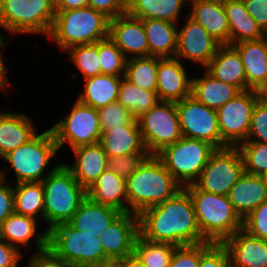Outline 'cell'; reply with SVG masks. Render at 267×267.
<instances>
[{"label": "cell", "instance_id": "cell-33", "mask_svg": "<svg viewBox=\"0 0 267 267\" xmlns=\"http://www.w3.org/2000/svg\"><path fill=\"white\" fill-rule=\"evenodd\" d=\"M188 0H128L127 13L135 18L178 22L183 4Z\"/></svg>", "mask_w": 267, "mask_h": 267}, {"label": "cell", "instance_id": "cell-46", "mask_svg": "<svg viewBox=\"0 0 267 267\" xmlns=\"http://www.w3.org/2000/svg\"><path fill=\"white\" fill-rule=\"evenodd\" d=\"M198 267H230V259L222 243H201V257Z\"/></svg>", "mask_w": 267, "mask_h": 267}, {"label": "cell", "instance_id": "cell-18", "mask_svg": "<svg viewBox=\"0 0 267 267\" xmlns=\"http://www.w3.org/2000/svg\"><path fill=\"white\" fill-rule=\"evenodd\" d=\"M222 244L228 252L230 267H267V240L241 228Z\"/></svg>", "mask_w": 267, "mask_h": 267}, {"label": "cell", "instance_id": "cell-30", "mask_svg": "<svg viewBox=\"0 0 267 267\" xmlns=\"http://www.w3.org/2000/svg\"><path fill=\"white\" fill-rule=\"evenodd\" d=\"M148 45L149 56L174 58L177 50V25L164 20H142Z\"/></svg>", "mask_w": 267, "mask_h": 267}, {"label": "cell", "instance_id": "cell-11", "mask_svg": "<svg viewBox=\"0 0 267 267\" xmlns=\"http://www.w3.org/2000/svg\"><path fill=\"white\" fill-rule=\"evenodd\" d=\"M264 93L249 89L239 92L216 110L221 134V148L246 141L256 102Z\"/></svg>", "mask_w": 267, "mask_h": 267}, {"label": "cell", "instance_id": "cell-43", "mask_svg": "<svg viewBox=\"0 0 267 267\" xmlns=\"http://www.w3.org/2000/svg\"><path fill=\"white\" fill-rule=\"evenodd\" d=\"M246 141L267 143V97L263 95L255 104Z\"/></svg>", "mask_w": 267, "mask_h": 267}, {"label": "cell", "instance_id": "cell-48", "mask_svg": "<svg viewBox=\"0 0 267 267\" xmlns=\"http://www.w3.org/2000/svg\"><path fill=\"white\" fill-rule=\"evenodd\" d=\"M201 257V243L177 246L172 254L169 267H198Z\"/></svg>", "mask_w": 267, "mask_h": 267}, {"label": "cell", "instance_id": "cell-47", "mask_svg": "<svg viewBox=\"0 0 267 267\" xmlns=\"http://www.w3.org/2000/svg\"><path fill=\"white\" fill-rule=\"evenodd\" d=\"M243 229L252 236L267 240V199L243 220Z\"/></svg>", "mask_w": 267, "mask_h": 267}, {"label": "cell", "instance_id": "cell-13", "mask_svg": "<svg viewBox=\"0 0 267 267\" xmlns=\"http://www.w3.org/2000/svg\"><path fill=\"white\" fill-rule=\"evenodd\" d=\"M50 129L58 150L66 142L72 149L98 143L102 134L98 111L78 100L75 101L69 114L56 122Z\"/></svg>", "mask_w": 267, "mask_h": 267}, {"label": "cell", "instance_id": "cell-25", "mask_svg": "<svg viewBox=\"0 0 267 267\" xmlns=\"http://www.w3.org/2000/svg\"><path fill=\"white\" fill-rule=\"evenodd\" d=\"M205 69L215 79L236 86L240 91L246 90L244 65L232 45H221Z\"/></svg>", "mask_w": 267, "mask_h": 267}, {"label": "cell", "instance_id": "cell-37", "mask_svg": "<svg viewBox=\"0 0 267 267\" xmlns=\"http://www.w3.org/2000/svg\"><path fill=\"white\" fill-rule=\"evenodd\" d=\"M36 219L30 216L11 214L0 225V239L19 248L16 244L25 247L34 238L37 228Z\"/></svg>", "mask_w": 267, "mask_h": 267}, {"label": "cell", "instance_id": "cell-34", "mask_svg": "<svg viewBox=\"0 0 267 267\" xmlns=\"http://www.w3.org/2000/svg\"><path fill=\"white\" fill-rule=\"evenodd\" d=\"M14 213L43 219L44 189L42 182H22L13 186Z\"/></svg>", "mask_w": 267, "mask_h": 267}, {"label": "cell", "instance_id": "cell-49", "mask_svg": "<svg viewBox=\"0 0 267 267\" xmlns=\"http://www.w3.org/2000/svg\"><path fill=\"white\" fill-rule=\"evenodd\" d=\"M89 7L113 19L127 13L128 0H89Z\"/></svg>", "mask_w": 267, "mask_h": 267}, {"label": "cell", "instance_id": "cell-12", "mask_svg": "<svg viewBox=\"0 0 267 267\" xmlns=\"http://www.w3.org/2000/svg\"><path fill=\"white\" fill-rule=\"evenodd\" d=\"M243 173L244 163L237 146L217 148L193 184L203 191L227 196Z\"/></svg>", "mask_w": 267, "mask_h": 267}, {"label": "cell", "instance_id": "cell-53", "mask_svg": "<svg viewBox=\"0 0 267 267\" xmlns=\"http://www.w3.org/2000/svg\"><path fill=\"white\" fill-rule=\"evenodd\" d=\"M89 6V0H54L55 11L85 8Z\"/></svg>", "mask_w": 267, "mask_h": 267}, {"label": "cell", "instance_id": "cell-57", "mask_svg": "<svg viewBox=\"0 0 267 267\" xmlns=\"http://www.w3.org/2000/svg\"><path fill=\"white\" fill-rule=\"evenodd\" d=\"M263 179V182L267 185V171L260 175Z\"/></svg>", "mask_w": 267, "mask_h": 267}, {"label": "cell", "instance_id": "cell-9", "mask_svg": "<svg viewBox=\"0 0 267 267\" xmlns=\"http://www.w3.org/2000/svg\"><path fill=\"white\" fill-rule=\"evenodd\" d=\"M57 151L54 135L49 128L41 134H36L28 142L9 152L3 158L11 164L17 177V184L42 182L57 167H53L46 175H43Z\"/></svg>", "mask_w": 267, "mask_h": 267}, {"label": "cell", "instance_id": "cell-4", "mask_svg": "<svg viewBox=\"0 0 267 267\" xmlns=\"http://www.w3.org/2000/svg\"><path fill=\"white\" fill-rule=\"evenodd\" d=\"M55 12L48 37L63 51L109 37L110 19L89 6Z\"/></svg>", "mask_w": 267, "mask_h": 267}, {"label": "cell", "instance_id": "cell-40", "mask_svg": "<svg viewBox=\"0 0 267 267\" xmlns=\"http://www.w3.org/2000/svg\"><path fill=\"white\" fill-rule=\"evenodd\" d=\"M67 52L69 59L80 70L84 79L101 75L98 41L94 44L71 47Z\"/></svg>", "mask_w": 267, "mask_h": 267}, {"label": "cell", "instance_id": "cell-28", "mask_svg": "<svg viewBox=\"0 0 267 267\" xmlns=\"http://www.w3.org/2000/svg\"><path fill=\"white\" fill-rule=\"evenodd\" d=\"M31 119L23 113H0V157L22 146L36 135Z\"/></svg>", "mask_w": 267, "mask_h": 267}, {"label": "cell", "instance_id": "cell-5", "mask_svg": "<svg viewBox=\"0 0 267 267\" xmlns=\"http://www.w3.org/2000/svg\"><path fill=\"white\" fill-rule=\"evenodd\" d=\"M48 250L74 267H107L112 264L105 256L97 234L77 230L68 222L48 231Z\"/></svg>", "mask_w": 267, "mask_h": 267}, {"label": "cell", "instance_id": "cell-24", "mask_svg": "<svg viewBox=\"0 0 267 267\" xmlns=\"http://www.w3.org/2000/svg\"><path fill=\"white\" fill-rule=\"evenodd\" d=\"M121 213L116 208L94 202L87 196L68 223L77 230L97 234L100 238Z\"/></svg>", "mask_w": 267, "mask_h": 267}, {"label": "cell", "instance_id": "cell-39", "mask_svg": "<svg viewBox=\"0 0 267 267\" xmlns=\"http://www.w3.org/2000/svg\"><path fill=\"white\" fill-rule=\"evenodd\" d=\"M101 74L124 77L127 58L109 38L98 41Z\"/></svg>", "mask_w": 267, "mask_h": 267}, {"label": "cell", "instance_id": "cell-20", "mask_svg": "<svg viewBox=\"0 0 267 267\" xmlns=\"http://www.w3.org/2000/svg\"><path fill=\"white\" fill-rule=\"evenodd\" d=\"M232 46L244 65L246 90L267 92V36L259 40L241 41Z\"/></svg>", "mask_w": 267, "mask_h": 267}, {"label": "cell", "instance_id": "cell-32", "mask_svg": "<svg viewBox=\"0 0 267 267\" xmlns=\"http://www.w3.org/2000/svg\"><path fill=\"white\" fill-rule=\"evenodd\" d=\"M123 77L101 74L85 79L84 92L77 100L96 110L118 101V91Z\"/></svg>", "mask_w": 267, "mask_h": 267}, {"label": "cell", "instance_id": "cell-27", "mask_svg": "<svg viewBox=\"0 0 267 267\" xmlns=\"http://www.w3.org/2000/svg\"><path fill=\"white\" fill-rule=\"evenodd\" d=\"M87 196L94 202L111 206L128 213L126 179L106 169L87 189Z\"/></svg>", "mask_w": 267, "mask_h": 267}, {"label": "cell", "instance_id": "cell-26", "mask_svg": "<svg viewBox=\"0 0 267 267\" xmlns=\"http://www.w3.org/2000/svg\"><path fill=\"white\" fill-rule=\"evenodd\" d=\"M191 19L200 24L221 45H230V28L223 3L191 1Z\"/></svg>", "mask_w": 267, "mask_h": 267}, {"label": "cell", "instance_id": "cell-14", "mask_svg": "<svg viewBox=\"0 0 267 267\" xmlns=\"http://www.w3.org/2000/svg\"><path fill=\"white\" fill-rule=\"evenodd\" d=\"M182 135L204 140L221 148V134L215 109L207 107L193 96L176 102Z\"/></svg>", "mask_w": 267, "mask_h": 267}, {"label": "cell", "instance_id": "cell-35", "mask_svg": "<svg viewBox=\"0 0 267 267\" xmlns=\"http://www.w3.org/2000/svg\"><path fill=\"white\" fill-rule=\"evenodd\" d=\"M118 102L137 119L156 106L160 99L157 92L143 90L123 77L119 85Z\"/></svg>", "mask_w": 267, "mask_h": 267}, {"label": "cell", "instance_id": "cell-29", "mask_svg": "<svg viewBox=\"0 0 267 267\" xmlns=\"http://www.w3.org/2000/svg\"><path fill=\"white\" fill-rule=\"evenodd\" d=\"M223 5L230 28V45L267 36L248 13L243 0H226Z\"/></svg>", "mask_w": 267, "mask_h": 267}, {"label": "cell", "instance_id": "cell-41", "mask_svg": "<svg viewBox=\"0 0 267 267\" xmlns=\"http://www.w3.org/2000/svg\"><path fill=\"white\" fill-rule=\"evenodd\" d=\"M244 163V173L260 176L267 171V143L244 141L237 146Z\"/></svg>", "mask_w": 267, "mask_h": 267}, {"label": "cell", "instance_id": "cell-23", "mask_svg": "<svg viewBox=\"0 0 267 267\" xmlns=\"http://www.w3.org/2000/svg\"><path fill=\"white\" fill-rule=\"evenodd\" d=\"M99 143L108 158L133 153H148L136 118L130 124L103 131Z\"/></svg>", "mask_w": 267, "mask_h": 267}, {"label": "cell", "instance_id": "cell-56", "mask_svg": "<svg viewBox=\"0 0 267 267\" xmlns=\"http://www.w3.org/2000/svg\"><path fill=\"white\" fill-rule=\"evenodd\" d=\"M190 1H208L212 3H224L226 0H188L189 3Z\"/></svg>", "mask_w": 267, "mask_h": 267}, {"label": "cell", "instance_id": "cell-17", "mask_svg": "<svg viewBox=\"0 0 267 267\" xmlns=\"http://www.w3.org/2000/svg\"><path fill=\"white\" fill-rule=\"evenodd\" d=\"M109 38L127 59L130 54L133 55L130 58L149 56V45L143 22L128 13L110 19Z\"/></svg>", "mask_w": 267, "mask_h": 267}, {"label": "cell", "instance_id": "cell-22", "mask_svg": "<svg viewBox=\"0 0 267 267\" xmlns=\"http://www.w3.org/2000/svg\"><path fill=\"white\" fill-rule=\"evenodd\" d=\"M227 196L239 217L244 220L267 199V185L261 176L243 173Z\"/></svg>", "mask_w": 267, "mask_h": 267}, {"label": "cell", "instance_id": "cell-2", "mask_svg": "<svg viewBox=\"0 0 267 267\" xmlns=\"http://www.w3.org/2000/svg\"><path fill=\"white\" fill-rule=\"evenodd\" d=\"M128 212L139 215L147 208L175 196L183 186L156 155H149L126 180Z\"/></svg>", "mask_w": 267, "mask_h": 267}, {"label": "cell", "instance_id": "cell-54", "mask_svg": "<svg viewBox=\"0 0 267 267\" xmlns=\"http://www.w3.org/2000/svg\"><path fill=\"white\" fill-rule=\"evenodd\" d=\"M112 265L114 267H145L134 252L123 258L115 260Z\"/></svg>", "mask_w": 267, "mask_h": 267}, {"label": "cell", "instance_id": "cell-36", "mask_svg": "<svg viewBox=\"0 0 267 267\" xmlns=\"http://www.w3.org/2000/svg\"><path fill=\"white\" fill-rule=\"evenodd\" d=\"M158 57H129L124 78L143 90L157 92Z\"/></svg>", "mask_w": 267, "mask_h": 267}, {"label": "cell", "instance_id": "cell-38", "mask_svg": "<svg viewBox=\"0 0 267 267\" xmlns=\"http://www.w3.org/2000/svg\"><path fill=\"white\" fill-rule=\"evenodd\" d=\"M176 247L170 243L147 240L139 234L135 241L134 253L145 267H169Z\"/></svg>", "mask_w": 267, "mask_h": 267}, {"label": "cell", "instance_id": "cell-55", "mask_svg": "<svg viewBox=\"0 0 267 267\" xmlns=\"http://www.w3.org/2000/svg\"><path fill=\"white\" fill-rule=\"evenodd\" d=\"M4 43H5V39H4V36H2V34L0 35V48L2 46H4ZM4 57L3 55L0 53V88L1 89H6V85L8 84V80H7V76H6V67L4 65Z\"/></svg>", "mask_w": 267, "mask_h": 267}, {"label": "cell", "instance_id": "cell-50", "mask_svg": "<svg viewBox=\"0 0 267 267\" xmlns=\"http://www.w3.org/2000/svg\"><path fill=\"white\" fill-rule=\"evenodd\" d=\"M4 172L0 171V225L14 213V191L13 185H6Z\"/></svg>", "mask_w": 267, "mask_h": 267}, {"label": "cell", "instance_id": "cell-44", "mask_svg": "<svg viewBox=\"0 0 267 267\" xmlns=\"http://www.w3.org/2000/svg\"><path fill=\"white\" fill-rule=\"evenodd\" d=\"M149 155V153H133L112 156L107 159V169L127 180Z\"/></svg>", "mask_w": 267, "mask_h": 267}, {"label": "cell", "instance_id": "cell-19", "mask_svg": "<svg viewBox=\"0 0 267 267\" xmlns=\"http://www.w3.org/2000/svg\"><path fill=\"white\" fill-rule=\"evenodd\" d=\"M177 58L158 57L157 94L160 101L178 102L191 95L192 78Z\"/></svg>", "mask_w": 267, "mask_h": 267}, {"label": "cell", "instance_id": "cell-15", "mask_svg": "<svg viewBox=\"0 0 267 267\" xmlns=\"http://www.w3.org/2000/svg\"><path fill=\"white\" fill-rule=\"evenodd\" d=\"M186 24L177 31L175 58L188 59L207 67L221 46L200 24L189 16Z\"/></svg>", "mask_w": 267, "mask_h": 267}, {"label": "cell", "instance_id": "cell-42", "mask_svg": "<svg viewBox=\"0 0 267 267\" xmlns=\"http://www.w3.org/2000/svg\"><path fill=\"white\" fill-rule=\"evenodd\" d=\"M102 132L118 126L130 124L135 117L118 101L97 110Z\"/></svg>", "mask_w": 267, "mask_h": 267}, {"label": "cell", "instance_id": "cell-52", "mask_svg": "<svg viewBox=\"0 0 267 267\" xmlns=\"http://www.w3.org/2000/svg\"><path fill=\"white\" fill-rule=\"evenodd\" d=\"M19 249L0 239V267H17L23 255Z\"/></svg>", "mask_w": 267, "mask_h": 267}, {"label": "cell", "instance_id": "cell-31", "mask_svg": "<svg viewBox=\"0 0 267 267\" xmlns=\"http://www.w3.org/2000/svg\"><path fill=\"white\" fill-rule=\"evenodd\" d=\"M203 77L192 78L191 96L207 107L217 110L239 92L236 86L215 79L206 70Z\"/></svg>", "mask_w": 267, "mask_h": 267}, {"label": "cell", "instance_id": "cell-7", "mask_svg": "<svg viewBox=\"0 0 267 267\" xmlns=\"http://www.w3.org/2000/svg\"><path fill=\"white\" fill-rule=\"evenodd\" d=\"M217 148L207 141L182 137L164 147L156 156L183 186L193 184Z\"/></svg>", "mask_w": 267, "mask_h": 267}, {"label": "cell", "instance_id": "cell-45", "mask_svg": "<svg viewBox=\"0 0 267 267\" xmlns=\"http://www.w3.org/2000/svg\"><path fill=\"white\" fill-rule=\"evenodd\" d=\"M35 237L38 251L31 257L27 267H74L65 261L56 258L48 250V231L45 230Z\"/></svg>", "mask_w": 267, "mask_h": 267}, {"label": "cell", "instance_id": "cell-1", "mask_svg": "<svg viewBox=\"0 0 267 267\" xmlns=\"http://www.w3.org/2000/svg\"><path fill=\"white\" fill-rule=\"evenodd\" d=\"M138 220L139 234L153 242L176 246L208 242L202 236L192 199L184 188L172 198L142 211Z\"/></svg>", "mask_w": 267, "mask_h": 267}, {"label": "cell", "instance_id": "cell-16", "mask_svg": "<svg viewBox=\"0 0 267 267\" xmlns=\"http://www.w3.org/2000/svg\"><path fill=\"white\" fill-rule=\"evenodd\" d=\"M138 235V215L130 212L121 213L100 237L105 256L113 263L132 254Z\"/></svg>", "mask_w": 267, "mask_h": 267}, {"label": "cell", "instance_id": "cell-3", "mask_svg": "<svg viewBox=\"0 0 267 267\" xmlns=\"http://www.w3.org/2000/svg\"><path fill=\"white\" fill-rule=\"evenodd\" d=\"M183 188L190 194L198 227L208 242L222 243L243 228L228 196L203 191L194 184Z\"/></svg>", "mask_w": 267, "mask_h": 267}, {"label": "cell", "instance_id": "cell-51", "mask_svg": "<svg viewBox=\"0 0 267 267\" xmlns=\"http://www.w3.org/2000/svg\"><path fill=\"white\" fill-rule=\"evenodd\" d=\"M250 16L267 34V0H243Z\"/></svg>", "mask_w": 267, "mask_h": 267}, {"label": "cell", "instance_id": "cell-8", "mask_svg": "<svg viewBox=\"0 0 267 267\" xmlns=\"http://www.w3.org/2000/svg\"><path fill=\"white\" fill-rule=\"evenodd\" d=\"M55 15L54 0H0V27L11 34L48 36Z\"/></svg>", "mask_w": 267, "mask_h": 267}, {"label": "cell", "instance_id": "cell-21", "mask_svg": "<svg viewBox=\"0 0 267 267\" xmlns=\"http://www.w3.org/2000/svg\"><path fill=\"white\" fill-rule=\"evenodd\" d=\"M71 150L75 154L76 161L71 166L65 165L78 183L87 190L107 169V154L99 142Z\"/></svg>", "mask_w": 267, "mask_h": 267}, {"label": "cell", "instance_id": "cell-6", "mask_svg": "<svg viewBox=\"0 0 267 267\" xmlns=\"http://www.w3.org/2000/svg\"><path fill=\"white\" fill-rule=\"evenodd\" d=\"M44 189L43 221L49 231L68 222L87 197V190L74 178L65 164L57 167L42 181Z\"/></svg>", "mask_w": 267, "mask_h": 267}, {"label": "cell", "instance_id": "cell-10", "mask_svg": "<svg viewBox=\"0 0 267 267\" xmlns=\"http://www.w3.org/2000/svg\"><path fill=\"white\" fill-rule=\"evenodd\" d=\"M141 137L150 155L183 137L175 102L160 101L139 118Z\"/></svg>", "mask_w": 267, "mask_h": 267}]
</instances>
